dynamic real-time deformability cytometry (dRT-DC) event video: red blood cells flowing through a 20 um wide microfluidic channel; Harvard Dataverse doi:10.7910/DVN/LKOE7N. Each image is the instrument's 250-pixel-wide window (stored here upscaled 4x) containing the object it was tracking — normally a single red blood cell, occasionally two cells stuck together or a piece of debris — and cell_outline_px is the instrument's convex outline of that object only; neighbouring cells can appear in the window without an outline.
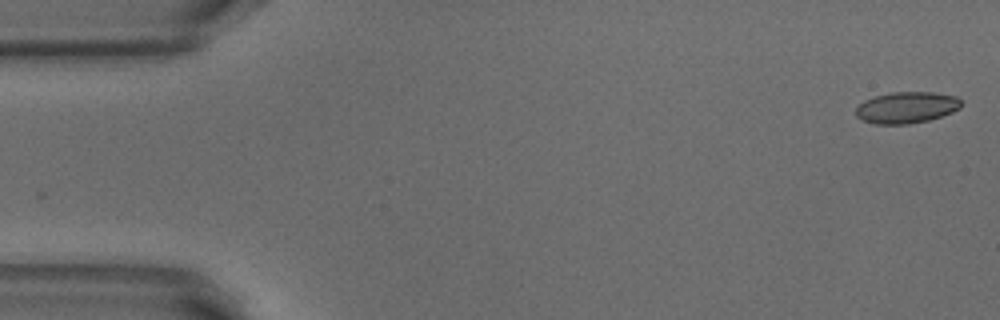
{"species": "common noctule bat (a hibernating species)", "species_latin": "Nyctalus noctula", "temperature_condition": "warm", "stored_images_in_passage": 51, "camera_frame_rate_fps": 3000, "um_per_image_px": 0.085, "animal": {"sex": "male", "body_mass_g": 18.8}, "frame": {"image": 1, "passage_image": 1, "time_ms": 0.0, "image_size_px": [1000, 320], "cell_outline_px": [[960, 108], [952, 112], [928, 120], [908, 124], [876, 124], [864, 120], [856, 116], [856, 108], [864, 100], [876, 96], [892, 92], [932, 92], [956, 96], [960, 100]], "centroid_in_image_um": [77.05, 9.13], "position_along_channel_um": 7.9, "area_um2": 19.07}}
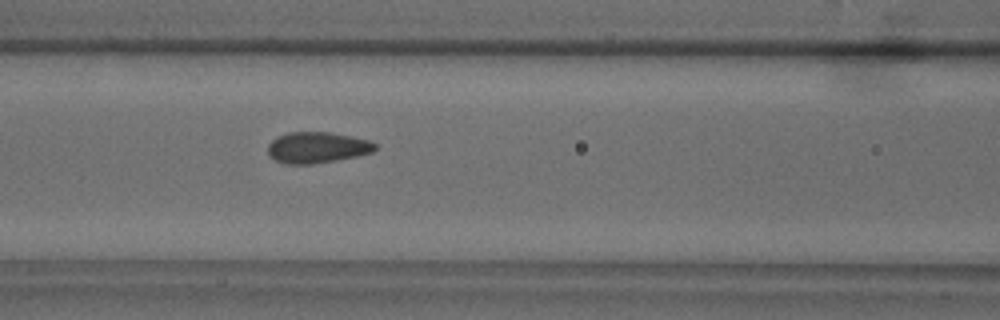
{"frame": {"image": 2, "passage_image": 21, "time_ms": 6.667, "image_size_px": [1000, 320], "cell_outline_px": [[376, 148], [372, 152], [356, 156], [336, 160], [312, 164], [288, 164], [276, 160], [268, 152], [268, 144], [276, 136], [288, 132], [332, 132], [352, 136], [368, 140], [376, 144]], "centroid_in_image_um": [26.95, 12.52], "position_along_channel_um": 139.6, "area_um2": 19.36}}
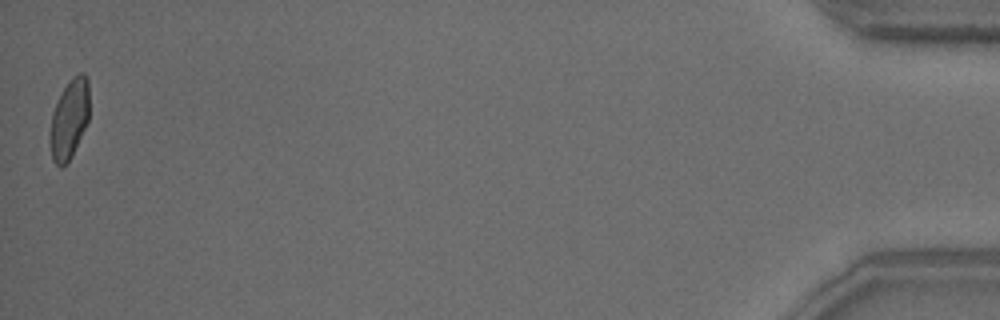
{"frame": {"image": 3, "passage_image": 51, "time_ms": 16.667, "image_size_px": [1000, 320], "cell_outline_px": [[88, 120], [72, 156], [60, 168], [52, 160], [48, 140], [52, 112], [64, 88], [72, 76], [80, 72], [84, 72], [88, 76]], "centroid_in_image_um": [5.87, 10.12], "position_along_channel_um": 429.3, "area_um2": 18.26}, "authors_computed_cell_mechanics": {"area_um2": 19.1318, "velocity_mm_per_s": 3.8816, "shape_relaxation_time_tau1_ms": 4.0287, "shape_relaxation_time_tau2_ms": 0.6591, "deformation_change_tau1": 0.1184, "deformation_change_tau2": 0.0674}}